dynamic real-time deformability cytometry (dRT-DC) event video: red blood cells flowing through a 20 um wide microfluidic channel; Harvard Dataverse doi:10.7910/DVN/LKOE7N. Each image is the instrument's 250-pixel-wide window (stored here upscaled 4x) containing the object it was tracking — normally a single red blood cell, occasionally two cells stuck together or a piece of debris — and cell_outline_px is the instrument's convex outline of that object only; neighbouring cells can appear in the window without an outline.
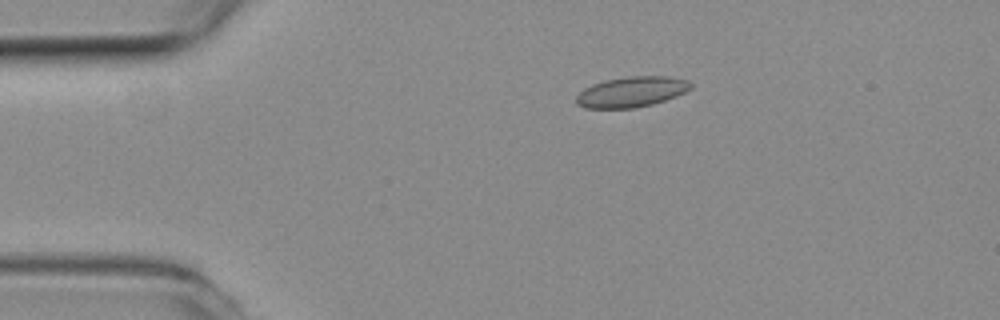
{"species": "common noctule bat (a hibernating species)", "species_latin": "Nyctalus noctula", "temperature_condition": "room temperature", "stored_images_in_passage": 45, "camera_frame_rate_fps": 3000, "um_per_image_px": 0.085, "animal": {"sex": "female", "body_mass_g": 19.3, "forearm_length_mm": 54.1}, "frame": {"image": 1, "passage_image": 1, "time_ms": 0.0, "image_size_px": [1000, 320], "cell_outline_px": [[692, 88], [676, 96], [652, 104], [636, 108], [584, 108], [576, 104], [576, 96], [584, 88], [592, 84], [604, 80], [628, 76], [668, 76], [688, 80], [692, 84]], "centroid_in_image_um": [53.66, 7.8], "position_along_channel_um": 31.3, "area_um2": 20.4}}
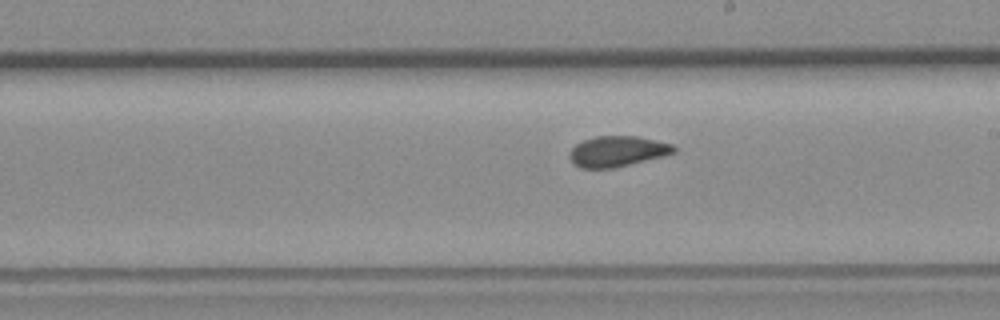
{"frame": {"image": 2, "passage_image": 21, "time_ms": 6.667, "image_size_px": [1000, 320], "cell_outline_px": [[676, 152], [612, 168], [580, 168], [568, 156], [568, 152], [576, 144], [584, 140], [596, 136], [636, 136], [672, 144], [676, 148]], "centroid_in_image_um": [52.43, 12.85], "position_along_channel_um": 236.6, "area_um2": 18.21}}
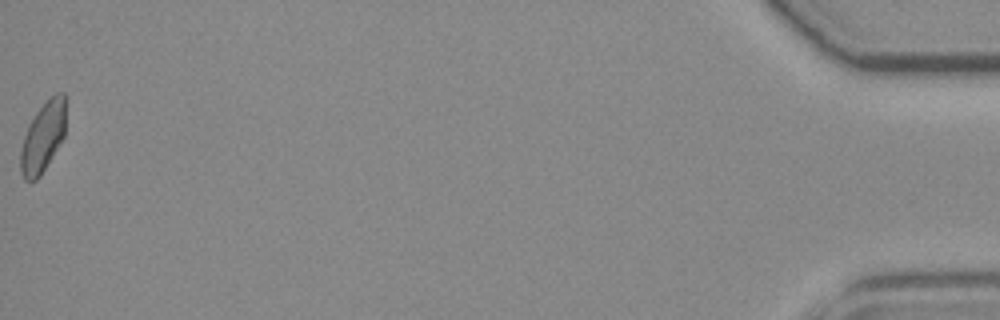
{"frame": {"image": 3, "passage_image": 45, "time_ms": 14.667, "image_size_px": [1000, 320], "cell_outline_px": [[68, 96], [64, 136], [40, 176], [36, 180], [24, 180], [20, 172], [20, 152], [24, 136], [28, 124], [36, 112], [56, 92], [64, 92]], "centroid_in_image_um": [3.68, 11.59], "position_along_channel_um": 431.5, "area_um2": 18.73}, "authors_computed_cell_mechanics": {"area_um2": 18.6116, "velocity_mm_per_s": 3.7804, "shape_relaxation_time_tau1_ms": null, "shape_relaxation_time_tau2_ms": 1.4504, "deformation_change_tau1": null, "deformation_change_tau2": 0.0428}}